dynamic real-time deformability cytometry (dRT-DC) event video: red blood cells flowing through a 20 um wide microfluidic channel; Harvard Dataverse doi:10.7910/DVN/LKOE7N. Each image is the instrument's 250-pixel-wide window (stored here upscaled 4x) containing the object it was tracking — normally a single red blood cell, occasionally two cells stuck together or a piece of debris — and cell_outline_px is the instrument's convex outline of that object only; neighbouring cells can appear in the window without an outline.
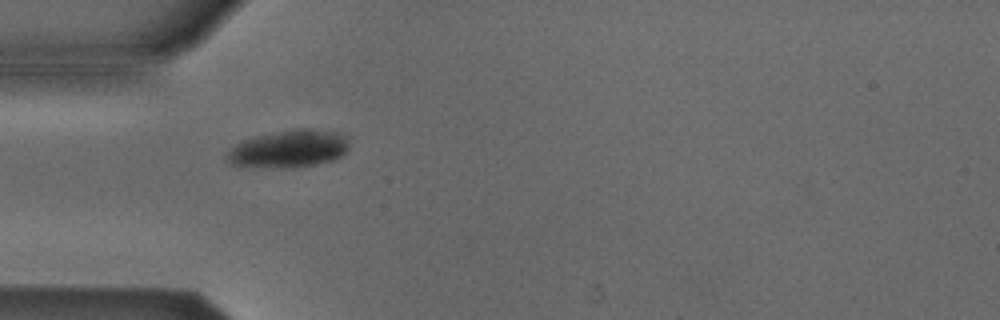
{"species": "Egyptian fruit bat (a non-hibernating species)", "species_latin": "Rousettus aegyptiacus", "temperature_condition": "cold", "stored_images_in_passage": 35, "camera_frame_rate_fps": 3000, "um_per_image_px": 0.085, "animal": {"sex": "male"}, "frame": {"image": 1, "passage_image": 1, "time_ms": 0.0, "image_size_px": [1000, 320], "cell_outline_px": [[348, 148], [344, 156], [336, 160], [316, 164], [280, 168], [232, 164], [224, 156], [236, 144], [244, 140], [256, 136], [300, 128], [308, 128], [336, 132], [344, 136], [348, 140]], "centroid_in_image_um": [24.61, 12.65], "position_along_channel_um": 60.4, "area_um2": 26.36}}
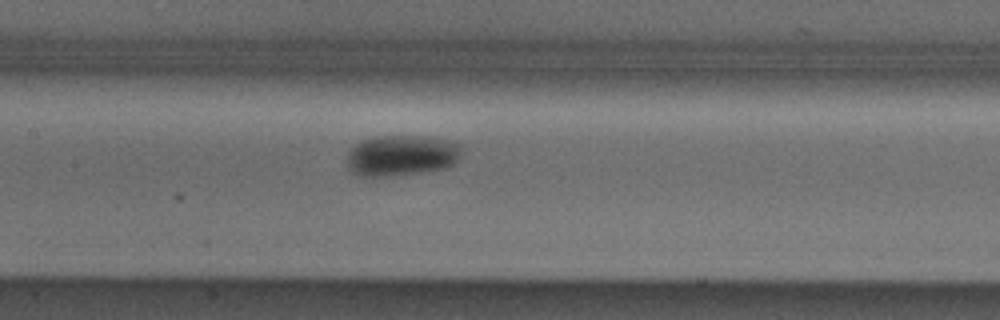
{"frame": {"image": 2, "passage_image": 10, "time_ms": 3.0, "image_size_px": [1000, 320], "cell_outline_px": [[460, 156], [452, 164], [444, 168], [420, 172], [376, 176], [360, 176], [352, 172], [348, 168], [348, 152], [360, 140], [376, 136], [428, 136], [460, 144]], "centroid_in_image_um": [34.09, 13.19], "position_along_channel_um": 173.3, "area_um2": 26.88}}
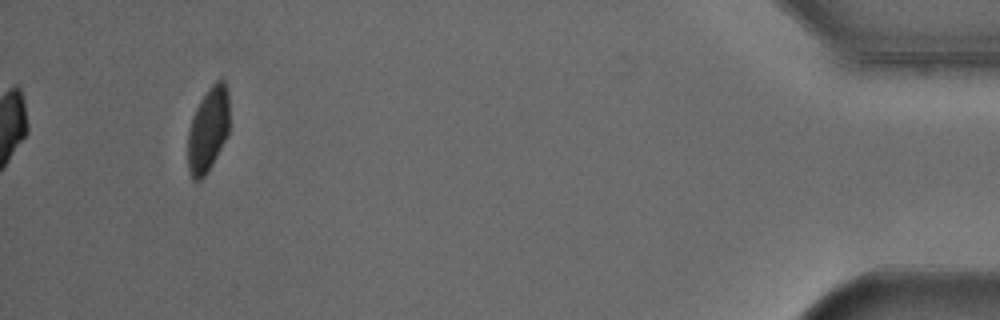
{"frame": {"image": 3, "passage_image": 35, "time_ms": 11.333, "image_size_px": [1000, 320], "cell_outline_px": [[228, 132], [208, 172], [200, 180], [192, 180], [188, 168], [188, 132], [196, 108], [200, 100], [208, 88], [216, 80], [224, 80], [228, 88]], "centroid_in_image_um": [17.68, 11.01], "position_along_channel_um": 417.5, "area_um2": 20.29}, "authors_computed_cell_mechanics": {"area_um2": 25.2008, "velocity_mm_per_s": 3.8417, "shape_relaxation_time_tau1_ms": 3.9102, "shape_relaxation_time_tau2_ms": null, "deformation_change_tau1": 0.1089, "deformation_change_tau2": null}}